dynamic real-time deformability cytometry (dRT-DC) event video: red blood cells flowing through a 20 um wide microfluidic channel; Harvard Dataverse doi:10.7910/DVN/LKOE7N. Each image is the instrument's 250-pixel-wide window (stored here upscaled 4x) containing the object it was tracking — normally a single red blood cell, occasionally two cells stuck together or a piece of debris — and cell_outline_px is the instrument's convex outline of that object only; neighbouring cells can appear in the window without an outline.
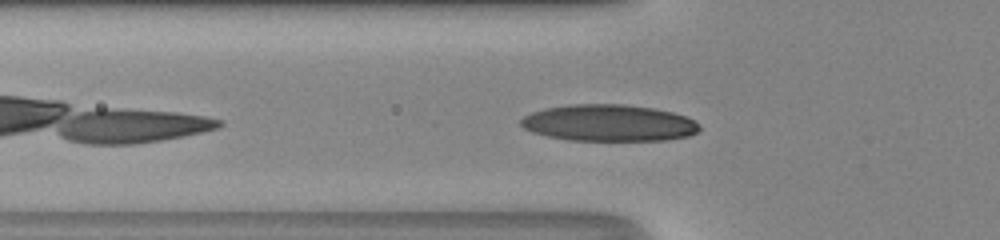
{"species": "human", "species_latin": "Homo sapiens", "temperature_condition": "room temperature", "stored_images_in_passage": 23, "camera_frame_rate_fps": 3000, "um_per_image_px": 0.085, "donor": {"sex": "male"}, "frame": {"image": 1, "passage_image": 4, "time_ms": 1.0, "image_size_px": [1000, 240], "cell_outline_px": [[700, 128], [696, 132], [688, 136], [664, 140], [568, 140], [548, 136], [532, 132], [524, 128], [520, 124], [520, 120], [524, 116], [532, 112], [544, 108], [568, 104], [624, 104], [656, 108], [672, 112], [684, 116], [700, 124]], "centroid_in_image_um": [51.73, 10.44], "position_along_channel_um": 74.1, "area_um2": 38.15}}